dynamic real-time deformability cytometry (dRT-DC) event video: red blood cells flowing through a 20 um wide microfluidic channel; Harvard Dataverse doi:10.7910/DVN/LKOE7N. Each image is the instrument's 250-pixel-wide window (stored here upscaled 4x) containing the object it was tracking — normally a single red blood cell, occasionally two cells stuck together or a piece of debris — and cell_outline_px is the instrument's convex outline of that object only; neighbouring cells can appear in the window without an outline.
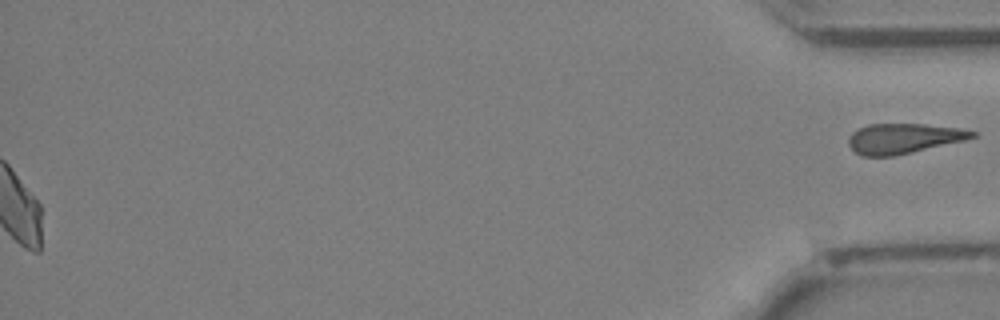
{"species": "Egyptian fruit bat (a non-hibernating species)", "species_latin": "Rousettus aegyptiacus", "temperature_condition": "cold", "stored_images_in_passage": 43, "segment_of_instrument_passage": [2, 2], "camera_frame_rate_fps": 3000, "um_per_image_px": 0.085, "animal": {"sex": "female"}, "frame": {"image": 1, "passage_image": 43, "time_ms": 14.0, "image_size_px": [1000, 320], "cell_outline_px": [[980, 132], [976, 136], [964, 140], [892, 156], [860, 156], [848, 144], [848, 140], [852, 132], [868, 124], [924, 124], [960, 128]], "centroid_in_image_um": [76.81, 11.76], "position_along_channel_um": 358.4, "area_um2": 21.44}}